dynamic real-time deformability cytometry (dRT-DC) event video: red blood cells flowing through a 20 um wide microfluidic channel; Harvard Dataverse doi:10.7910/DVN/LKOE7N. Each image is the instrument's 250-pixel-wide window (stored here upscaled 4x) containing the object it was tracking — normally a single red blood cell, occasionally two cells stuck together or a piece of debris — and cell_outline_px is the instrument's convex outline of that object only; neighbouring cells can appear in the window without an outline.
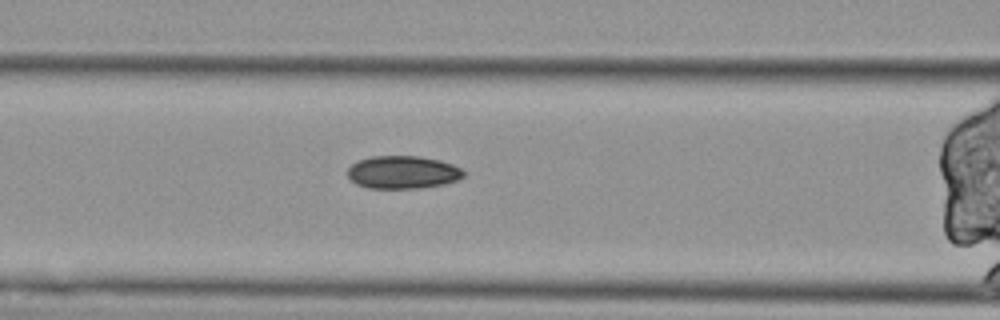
{"species": "Egyptian fruit bat (a non-hibernating species)", "species_latin": "Rousettus aegyptiacus", "temperature_condition": "cold", "stored_images_in_passage": 38, "camera_frame_rate_fps": 3000, "um_per_image_px": 0.085, "animal": {"sex": "female"}, "frame": {"image": 1, "passage_image": 14, "time_ms": 4.333, "image_size_px": [1000, 320], "cell_outline_px": [[464, 176], [456, 180], [444, 184], [420, 188], [368, 188], [356, 184], [348, 176], [348, 168], [356, 160], [372, 156], [420, 156], [440, 160], [452, 164], [460, 168], [464, 172]], "centroid_in_image_um": [34.22, 14.63], "position_along_channel_um": 132.4, "area_um2": 22.25}}
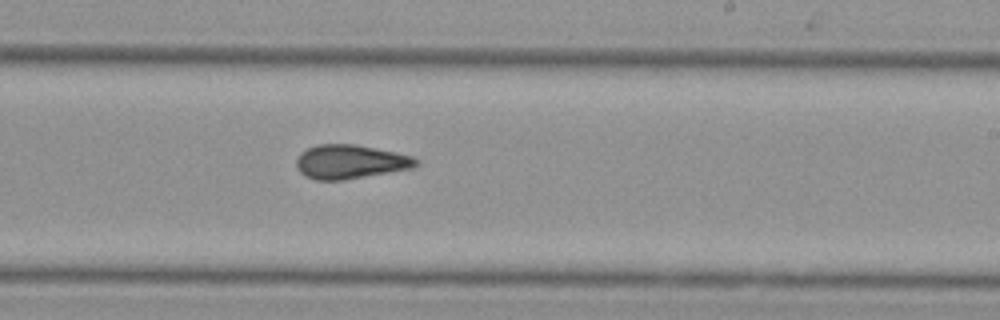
{"frame": {"image": 2, "passage_image": 25, "time_ms": 8.0, "image_size_px": [1000, 320], "cell_outline_px": [[420, 164], [412, 168], [344, 180], [316, 180], [304, 176], [296, 168], [296, 160], [300, 152], [316, 144], [356, 144], [396, 152], [412, 156], [420, 160]], "centroid_in_image_um": [29.76, 13.75], "position_along_channel_um": 259.2, "area_um2": 23.93}}
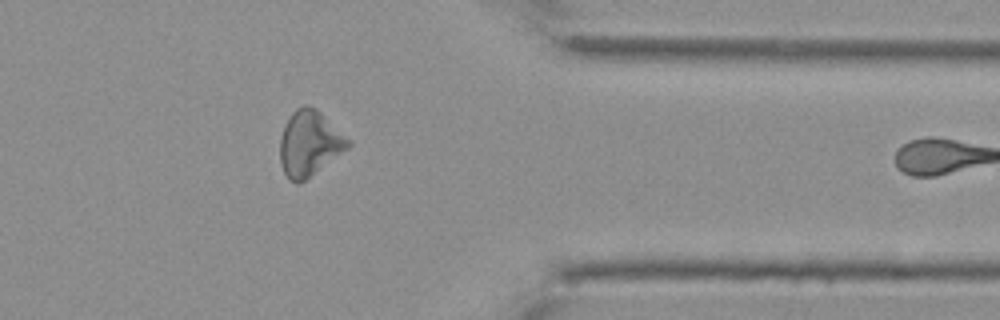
{"frame": {"image": 3, "passage_image": 37, "time_ms": 12.0, "image_size_px": [1000, 320], "cell_outline_px": [[352, 144], [348, 148], [300, 184], [296, 184], [288, 180], [280, 164], [280, 136], [284, 124], [292, 112], [296, 108], [304, 104], [308, 104], [316, 108], [352, 140]], "centroid_in_image_um": [26.29, 12.18], "position_along_channel_um": 385.1, "area_um2": 26.3}}